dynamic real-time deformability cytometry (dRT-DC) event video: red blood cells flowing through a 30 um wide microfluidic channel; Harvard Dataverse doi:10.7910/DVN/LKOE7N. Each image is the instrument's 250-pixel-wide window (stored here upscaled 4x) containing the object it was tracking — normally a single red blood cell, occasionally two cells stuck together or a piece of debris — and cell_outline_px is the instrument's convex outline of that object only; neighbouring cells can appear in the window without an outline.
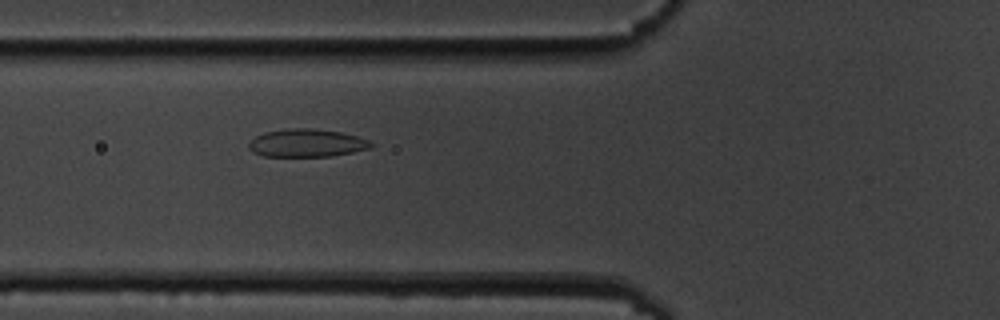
{"species": "common noctule bat (a hibernating species)", "species_latin": "Nyctalus noctula", "temperature_condition": "cold", "stored_images_in_passage": 2, "camera_frame_rate_fps": 3000, "um_per_image_px": 0.085, "animal": {"sex": "male", "body_mass_g": 19.5, "forearm_length_mm": 54.6}, "frame": {"image": 1, "passage_image": 2, "time_ms": 1.0, "image_size_px": [1000, 320], "cell_outline_px": [[376, 144], [372, 148], [332, 156], [264, 156], [252, 152], [248, 148], [248, 144], [256, 136], [264, 132], [288, 128], [312, 128], [340, 132], [356, 136], [368, 140]], "centroid_in_image_um": [26.08, 12.15], "position_along_channel_um": 99.7, "area_um2": 19.94}}